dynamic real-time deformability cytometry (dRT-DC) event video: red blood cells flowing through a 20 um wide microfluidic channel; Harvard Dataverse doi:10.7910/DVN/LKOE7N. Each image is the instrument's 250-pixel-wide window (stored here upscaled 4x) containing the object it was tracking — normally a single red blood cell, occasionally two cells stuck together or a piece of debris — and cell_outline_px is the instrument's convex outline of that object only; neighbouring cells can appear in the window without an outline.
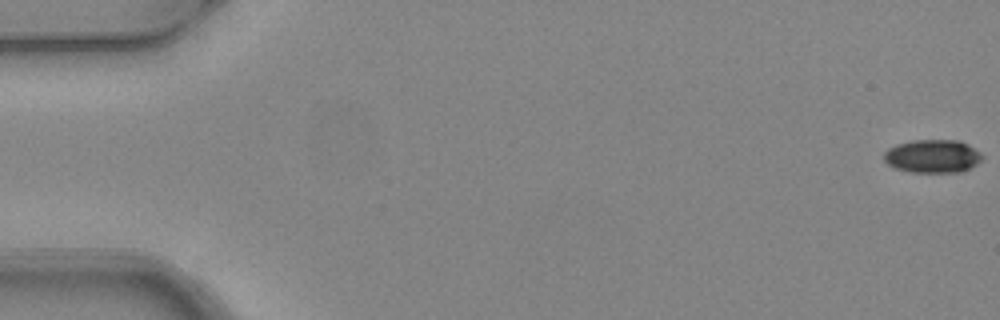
{"species": "common noctule bat (a hibernating species)", "species_latin": "Nyctalus noctula", "temperature_condition": "warm", "stored_images_in_passage": 4, "camera_frame_rate_fps": 3000, "um_per_image_px": 0.085, "animal": {"sex": "female", "body_mass_g": 24.6, "forearm_length_mm": 56.2}, "frame": {"image": 1, "passage_image": 4, "time_ms": 1.0, "image_size_px": [1000, 320], "cell_outline_px": [[984, 156], [976, 164], [960, 172], [908, 172], [892, 168], [884, 160], [884, 152], [888, 148], [896, 144], [912, 140], [960, 140], [968, 144], [980, 152]], "centroid_in_image_um": [79.24, 13.27], "position_along_channel_um": 5.8, "area_um2": 19.19}}